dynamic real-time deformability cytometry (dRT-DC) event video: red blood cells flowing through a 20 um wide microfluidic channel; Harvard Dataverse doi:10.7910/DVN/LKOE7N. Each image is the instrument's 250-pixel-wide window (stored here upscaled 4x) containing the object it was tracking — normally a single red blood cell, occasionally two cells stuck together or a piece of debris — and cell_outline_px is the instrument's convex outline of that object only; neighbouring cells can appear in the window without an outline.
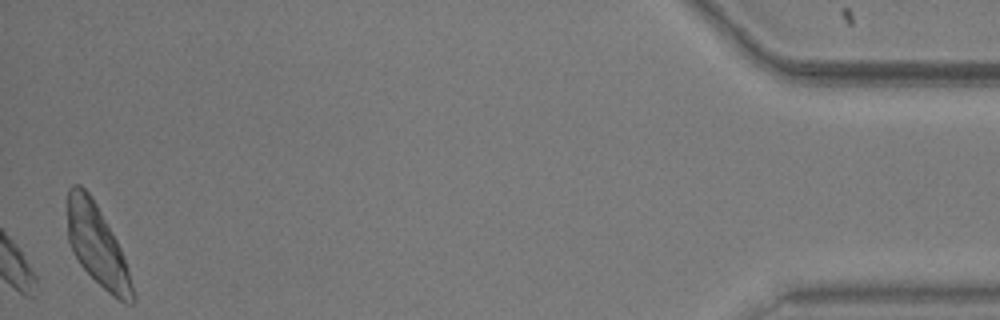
{"species": "common noctule bat (a hibernating species)", "species_latin": "Nyctalus noctula", "temperature_condition": "warm", "stored_images_in_passage": 41, "camera_frame_rate_fps": 3000, "um_per_image_px": 0.085, "animal": {"sex": "male", "body_mass_g": 20.5, "forearm_length_mm": 52.5}, "frame": {"image": 1, "passage_image": 41, "time_ms": 13.333, "image_size_px": [1000, 320], "cell_outline_px": [[136, 304], [128, 304], [112, 296], [80, 264], [68, 240], [68, 188], [72, 184], [80, 184], [92, 196], [112, 232], [120, 248], [128, 268], [136, 296]], "centroid_in_image_um": [8.29, 20.87], "position_along_channel_um": 426.9, "area_um2": 30.35}, "authors_computed_cell_mechanics": {"area_um2": 19.074, "velocity_mm_per_s": 3.8415, "shape_relaxation_time_tau1_ms": 3.8321, "shape_relaxation_time_tau2_ms": 6.5898, "deformation_change_tau1": 0.0926, "deformation_change_tau2": 0.1203}}